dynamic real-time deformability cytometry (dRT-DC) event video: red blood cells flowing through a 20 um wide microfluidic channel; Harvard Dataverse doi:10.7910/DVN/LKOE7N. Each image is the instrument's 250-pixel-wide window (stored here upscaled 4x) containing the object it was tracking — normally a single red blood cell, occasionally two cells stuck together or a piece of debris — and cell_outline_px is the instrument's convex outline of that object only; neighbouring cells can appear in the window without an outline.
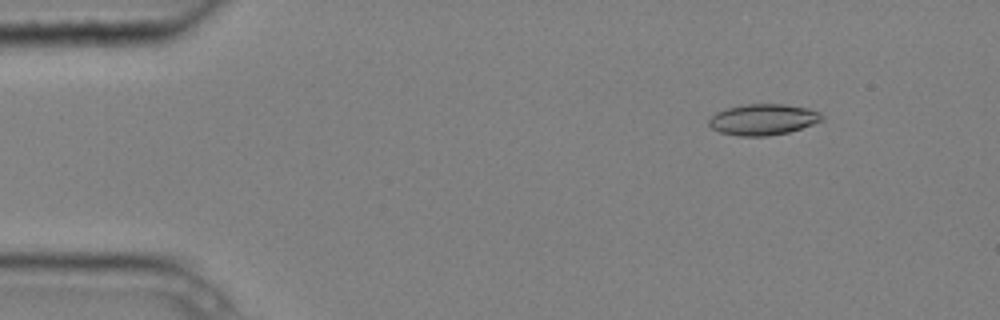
{"species": "common noctule bat (a hibernating species)", "species_latin": "Nyctalus noctula", "temperature_condition": "cold", "stored_images_in_passage": 7, "camera_frame_rate_fps": 3000, "um_per_image_px": 0.085, "animal": {"sex": "male", "body_mass_g": 20.4}, "frame": {"image": 1, "passage_image": 1, "time_ms": 0.0, "image_size_px": [1000, 320], "cell_outline_px": [[824, 120], [788, 132], [768, 136], [736, 136], [720, 132], [712, 128], [708, 124], [708, 120], [716, 112], [728, 108], [744, 104], [784, 104], [808, 108], [820, 112], [824, 116]], "centroid_in_image_um": [64.86, 10.16], "position_along_channel_um": 20.1, "area_um2": 20.46}}
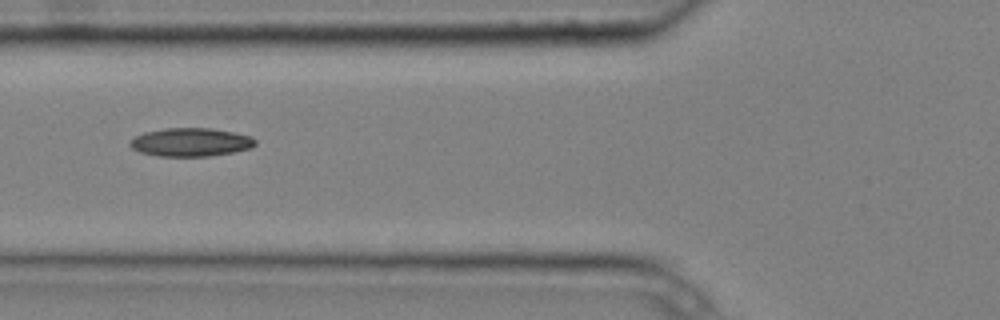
{"frame": {"image": 2, "passage_image": 5, "time_ms": 1.333, "image_size_px": [1000, 320], "cell_outline_px": [[256, 144], [252, 148], [236, 152], [208, 156], [160, 156], [140, 152], [132, 148], [128, 144], [136, 136], [144, 132], [164, 128], [212, 128], [252, 136], [256, 140]], "centroid_in_image_um": [16.25, 12.08], "position_along_channel_um": 109.6, "area_um2": 20.81}}
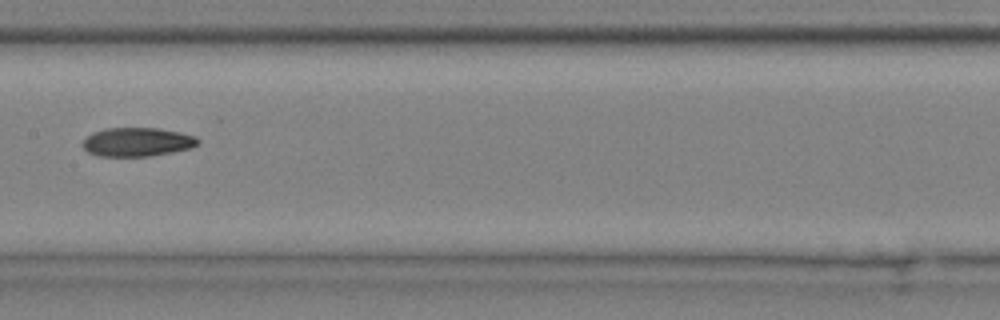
{"frame": {"image": 3, "passage_image": 7, "time_ms": 2.0, "image_size_px": [1000, 320], "cell_outline_px": [[200, 144], [192, 148], [152, 156], [96, 156], [88, 152], [80, 144], [92, 132], [104, 128], [160, 128], [180, 132], [196, 136], [200, 140]], "centroid_in_image_um": [11.68, 12.07], "position_along_channel_um": 195.7, "area_um2": 19.65}}